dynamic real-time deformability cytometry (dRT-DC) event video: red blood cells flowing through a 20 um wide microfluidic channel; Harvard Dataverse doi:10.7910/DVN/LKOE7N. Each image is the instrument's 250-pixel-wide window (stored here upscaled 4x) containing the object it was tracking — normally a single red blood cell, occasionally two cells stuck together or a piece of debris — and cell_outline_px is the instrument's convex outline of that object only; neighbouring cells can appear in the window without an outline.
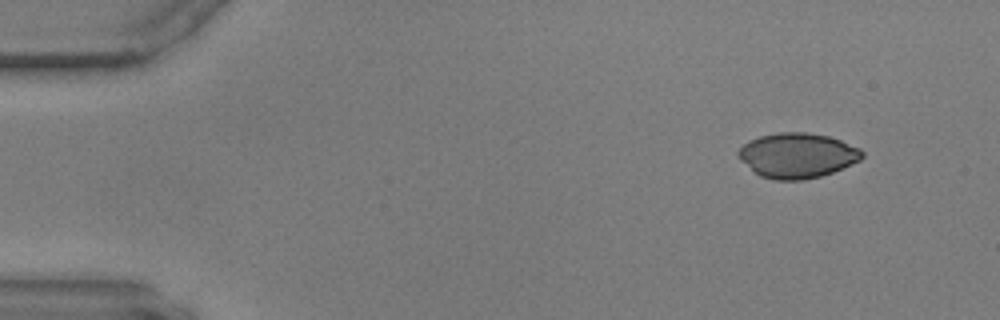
{"species": "common noctule bat (a hibernating species)", "species_latin": "Nyctalus noctula", "temperature_condition": "warm", "stored_images_in_passage": 53, "camera_frame_rate_fps": 3000, "um_per_image_px": 0.085, "animal": {"sex": "male", "body_mass_g": 17.9, "forearm_length_mm": 54.2}, "frame": {"image": 1, "passage_image": 1, "time_ms": 0.0, "image_size_px": [1000, 320], "cell_outline_px": [[864, 156], [860, 160], [832, 172], [820, 176], [800, 180], [776, 180], [760, 176], [740, 160], [736, 156], [736, 152], [748, 140], [760, 136], [780, 132], [804, 132], [828, 136], [840, 140], [860, 148], [864, 152]], "centroid_in_image_um": [67.75, 13.21], "position_along_channel_um": 17.3, "area_um2": 32.37}}
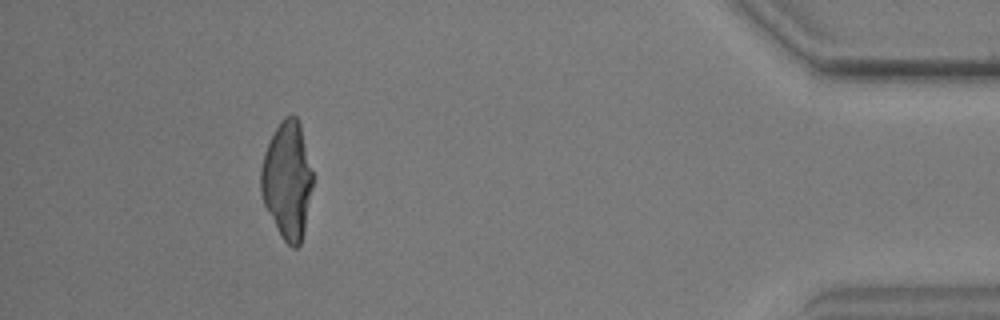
{"frame": {"image": 2, "passage_image": 48, "time_ms": 15.667, "image_size_px": [1000, 320], "cell_outline_px": [[312, 184], [304, 232], [300, 244], [296, 248], [292, 248], [280, 236], [264, 204], [260, 192], [260, 168], [264, 152], [280, 120], [284, 116], [296, 116], [300, 124], [312, 172]], "centroid_in_image_um": [24.39, 15.34], "position_along_channel_um": 410.8, "area_um2": 35.2}}